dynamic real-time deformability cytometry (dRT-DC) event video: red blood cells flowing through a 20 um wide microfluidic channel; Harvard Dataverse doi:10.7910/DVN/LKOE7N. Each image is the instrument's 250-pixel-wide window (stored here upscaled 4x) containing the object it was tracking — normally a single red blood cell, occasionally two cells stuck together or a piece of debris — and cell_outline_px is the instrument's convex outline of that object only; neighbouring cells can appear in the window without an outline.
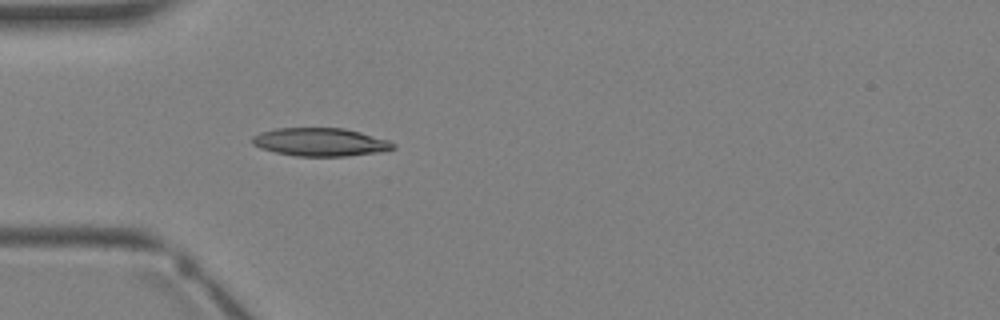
{"species": "Egyptian fruit bat (a non-hibernating species)", "species_latin": "Rousettus aegyptiacus", "temperature_condition": "warm", "stored_images_in_passage": 2, "camera_frame_rate_fps": 3000, "um_per_image_px": 0.085, "animal": {"sex": "female"}, "frame": {"image": 1, "passage_image": 2, "time_ms": 1.0, "image_size_px": [1000, 320], "cell_outline_px": [[396, 148], [380, 152], [348, 156], [296, 156], [276, 152], [260, 148], [252, 144], [252, 136], [260, 132], [276, 128], [344, 128], [360, 132], [388, 140], [396, 144]], "centroid_in_image_um": [27.23, 12.07], "position_along_channel_um": 57.8, "area_um2": 23.18}}